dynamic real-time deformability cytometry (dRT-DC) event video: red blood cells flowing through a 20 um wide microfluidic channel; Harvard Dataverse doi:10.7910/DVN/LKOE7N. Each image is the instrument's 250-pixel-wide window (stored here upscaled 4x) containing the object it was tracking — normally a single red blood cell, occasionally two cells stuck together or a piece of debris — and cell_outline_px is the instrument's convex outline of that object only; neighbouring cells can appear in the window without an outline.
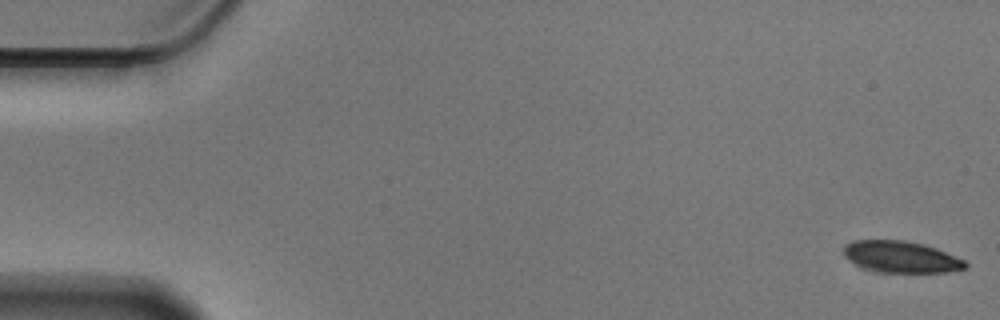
{"species": "Egyptian fruit bat (a non-hibernating species)", "species_latin": "Rousettus aegyptiacus", "temperature_condition": "cold", "stored_images_in_passage": 56, "camera_frame_rate_fps": 3000, "um_per_image_px": 0.085, "animal": {"sex": "male"}, "frame": {"image": 1, "passage_image": 1, "time_ms": 0.0, "image_size_px": [1000, 320], "cell_outline_px": [[968, 264], [964, 268], [948, 272], [880, 272], [864, 268], [848, 260], [844, 256], [844, 244], [852, 240], [904, 240], [924, 244], [936, 248], [964, 260]], "centroid_in_image_um": [76.55, 21.82], "position_along_channel_um": 8.4, "area_um2": 22.31}}
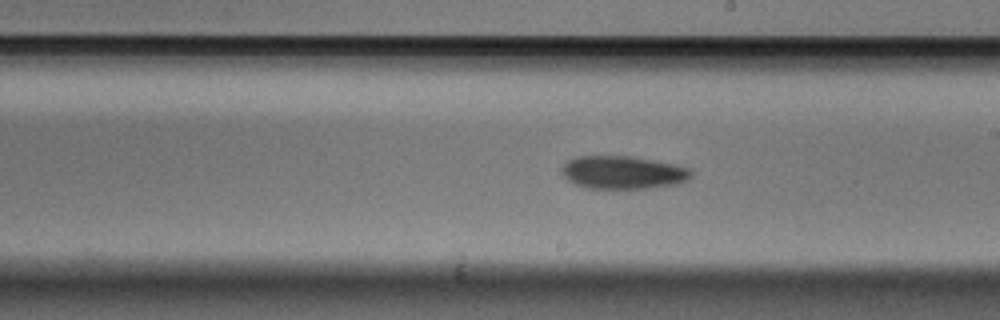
{"frame": {"image": 2, "passage_image": 32, "time_ms": 10.333, "image_size_px": [1000, 320], "cell_outline_px": [[692, 176], [688, 180], [676, 184], [648, 188], [584, 188], [568, 180], [560, 172], [560, 168], [568, 160], [576, 156], [632, 156], [676, 164], [692, 168]], "centroid_in_image_um": [52.96, 14.65], "position_along_channel_um": 236.0, "area_um2": 25.14}}
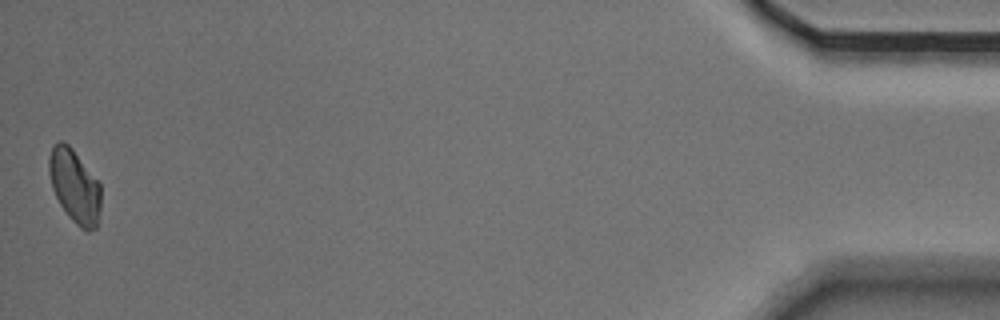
{"frame": {"image": 3, "passage_image": 56, "time_ms": 18.333, "image_size_px": [1000, 320], "cell_outline_px": [[100, 212], [96, 228], [88, 232], [84, 232], [68, 216], [60, 204], [52, 188], [48, 172], [48, 160], [52, 144], [60, 140], [68, 144], [72, 148], [100, 184]], "centroid_in_image_um": [6.33, 15.83], "position_along_channel_um": 428.9, "area_um2": 22.31}, "authors_computed_cell_mechanics": {"area_um2": 23.8425, "velocity_mm_per_s": 3.5446, "shape_relaxation_time_tau1_ms": 2.2888, "shape_relaxation_time_tau2_ms": null, "deformation_change_tau1": 0.0861, "deformation_change_tau2": null}}